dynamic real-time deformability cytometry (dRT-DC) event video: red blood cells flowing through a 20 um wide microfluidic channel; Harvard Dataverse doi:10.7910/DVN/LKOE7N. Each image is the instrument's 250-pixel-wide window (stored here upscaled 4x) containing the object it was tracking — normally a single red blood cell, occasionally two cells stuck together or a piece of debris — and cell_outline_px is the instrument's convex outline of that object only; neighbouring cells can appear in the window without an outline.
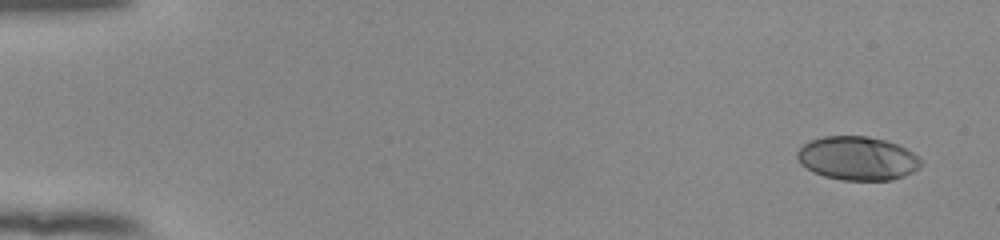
{"species": "human", "species_latin": "Homo sapiens", "temperature_condition": "room temperature", "stored_images_in_passage": 52, "camera_frame_rate_fps": 3000, "um_per_image_px": 0.085, "donor": {"sex": "female"}, "frame": {"image": 1, "passage_image": 1, "time_ms": 0.0, "image_size_px": [1000, 240], "cell_outline_px": [[924, 164], [920, 168], [904, 176], [892, 180], [844, 180], [824, 176], [812, 172], [800, 164], [796, 156], [796, 152], [804, 144], [812, 140], [824, 136], [868, 136], [884, 140], [896, 144], [920, 156], [924, 160]], "centroid_in_image_um": [72.91, 13.46], "position_along_channel_um": 12.1, "area_um2": 31.73}}
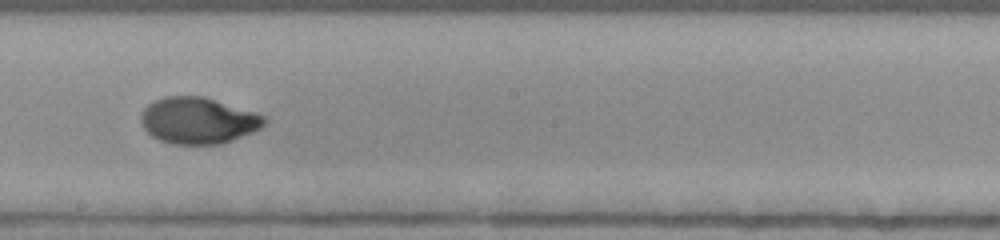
{"frame": {"image": 2, "passage_image": 30, "time_ms": 9.667, "image_size_px": [1000, 240], "cell_outline_px": [[268, 120], [260, 128], [252, 132], [232, 140], [220, 144], [172, 144], [160, 140], [152, 136], [144, 128], [140, 120], [140, 116], [144, 108], [148, 104], [164, 96], [204, 96], [256, 112], [264, 116]], "centroid_in_image_um": [16.84, 10.24], "position_along_channel_um": 231.4, "area_um2": 33.41}}
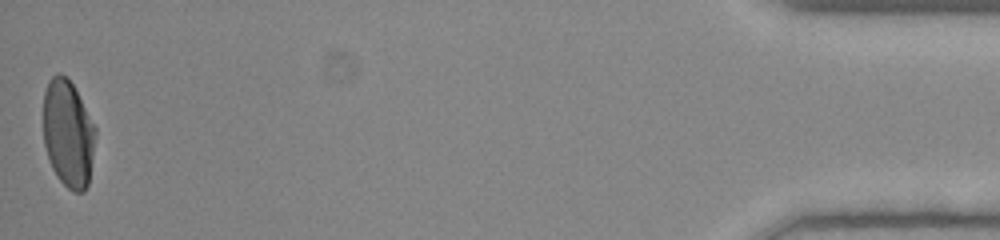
{"frame": {"image": 3, "passage_image": 52, "time_ms": 17.0, "image_size_px": [1000, 240], "cell_outline_px": [[96, 136], [88, 184], [84, 192], [72, 192], [56, 176], [48, 160], [44, 144], [44, 92], [48, 80], [56, 72], [60, 72], [72, 84], [96, 128]], "centroid_in_image_um": [5.78, 11.37], "position_along_channel_um": 429.4, "area_um2": 32.6}, "authors_computed_cell_mechanics": {"area_um2": 32.6281, "velocity_mm_per_s": 3.8803, "shape_relaxation_time_tau1_ms": 4.3374, "shape_relaxation_time_tau2_ms": null, "deformation_change_tau1": 0.2143, "deformation_change_tau2": null}}